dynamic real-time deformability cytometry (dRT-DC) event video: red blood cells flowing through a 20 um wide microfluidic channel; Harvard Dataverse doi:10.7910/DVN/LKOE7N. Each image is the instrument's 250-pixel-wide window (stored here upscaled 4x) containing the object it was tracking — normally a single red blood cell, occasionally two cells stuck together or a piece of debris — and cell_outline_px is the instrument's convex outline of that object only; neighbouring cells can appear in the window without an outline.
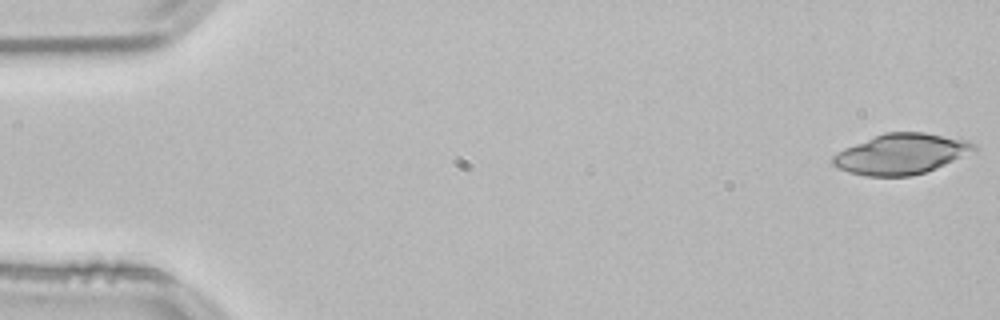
{"species": "common noctule bat (a hibernating species)", "species_latin": "Nyctalus noctula", "temperature_condition": "room temperature", "stored_images_in_passage": 53, "camera_frame_rate_fps": 3000, "um_per_image_px": 0.085, "animal": {"sex": "male", "body_mass_g": 21.5, "forearm_length_mm": 52.0}, "frame": {"image": 1, "passage_image": 1, "time_ms": 0.0, "image_size_px": [1000, 320], "cell_outline_px": [[976, 152], [936, 168], [912, 176], [864, 176], [848, 172], [832, 164], [832, 156], [836, 152], [844, 148], [884, 132], [924, 132], [968, 140], [976, 144]], "centroid_in_image_um": [76.63, 13.08], "position_along_channel_um": 8.4, "area_um2": 33.47}}